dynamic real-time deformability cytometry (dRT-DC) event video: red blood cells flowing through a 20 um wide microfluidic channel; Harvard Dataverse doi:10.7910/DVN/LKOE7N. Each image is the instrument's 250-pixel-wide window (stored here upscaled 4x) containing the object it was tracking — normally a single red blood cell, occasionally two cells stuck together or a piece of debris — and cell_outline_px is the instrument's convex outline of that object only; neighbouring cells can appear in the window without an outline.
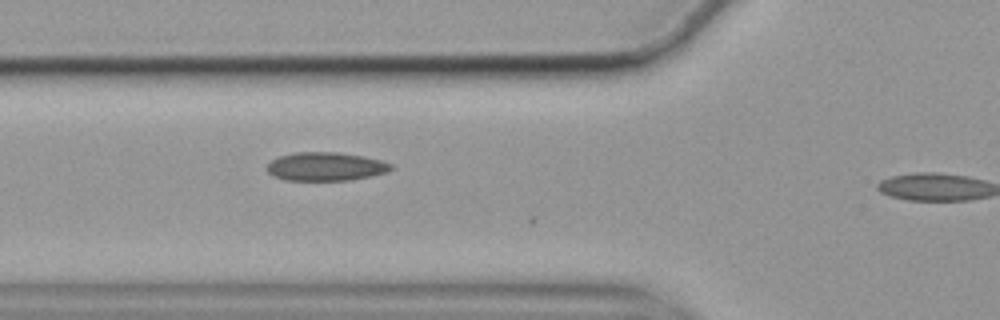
{"species": "common noctule bat (a hibernating species)", "species_latin": "Nyctalus noctula", "temperature_condition": "cold", "stored_images_in_passage": 3, "camera_frame_rate_fps": 3000, "um_per_image_px": 0.085, "animal": {"sex": "female", "body_mass_g": 19.9}, "frame": {"image": 1, "passage_image": 2, "time_ms": 0.333, "image_size_px": [1000, 320], "cell_outline_px": [[392, 168], [388, 172], [348, 180], [284, 180], [272, 176], [264, 168], [272, 160], [280, 156], [296, 152], [336, 152], [364, 156], [380, 160], [392, 164]], "centroid_in_image_um": [27.64, 14.15], "position_along_channel_um": 98.2, "area_um2": 20.58}}